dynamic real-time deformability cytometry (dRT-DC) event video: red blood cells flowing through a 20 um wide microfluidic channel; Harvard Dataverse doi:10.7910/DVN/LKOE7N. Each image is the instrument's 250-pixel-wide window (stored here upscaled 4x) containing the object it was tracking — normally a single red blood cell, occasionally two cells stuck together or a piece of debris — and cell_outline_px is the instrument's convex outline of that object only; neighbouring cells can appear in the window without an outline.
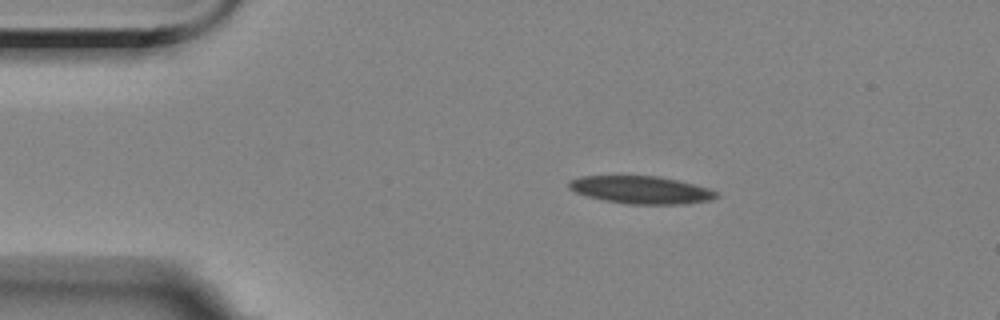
{"species": "Egyptian fruit bat (a non-hibernating species)", "species_latin": "Rousettus aegyptiacus", "temperature_condition": "room temperature", "stored_images_in_passage": 9, "camera_frame_rate_fps": 3000, "um_per_image_px": 0.085, "animal": {"sex": "female"}, "frame": {"image": 1, "passage_image": 1, "time_ms": 0.0, "image_size_px": [1000, 320], "cell_outline_px": [[720, 196], [712, 200], [688, 204], [628, 204], [604, 200], [588, 196], [576, 192], [568, 188], [568, 180], [580, 176], [660, 176], [708, 188], [716, 192]], "centroid_in_image_um": [54.49, 16.14], "position_along_channel_um": 30.5, "area_um2": 23.76}}
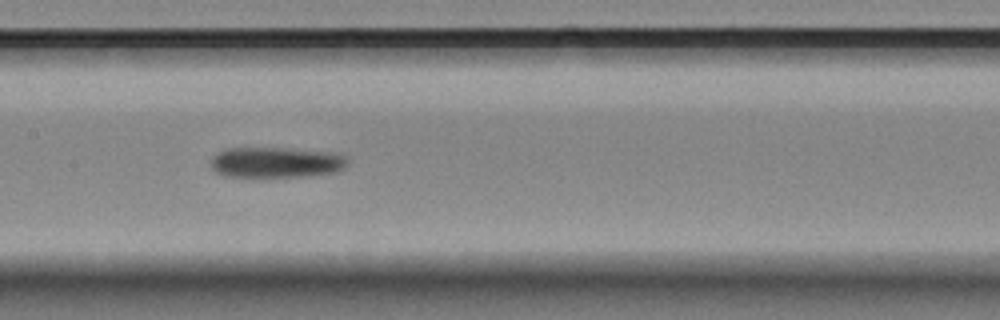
{"frame": {"image": 2, "passage_image": 6, "time_ms": 5.667, "image_size_px": [1000, 320], "cell_outline_px": [[348, 164], [344, 168], [332, 172], [296, 176], [224, 176], [216, 172], [212, 168], [212, 156], [228, 148], [280, 148], [332, 152], [344, 156]], "centroid_in_image_um": [23.43, 13.79], "position_along_channel_um": 184.0, "area_um2": 23.81}}
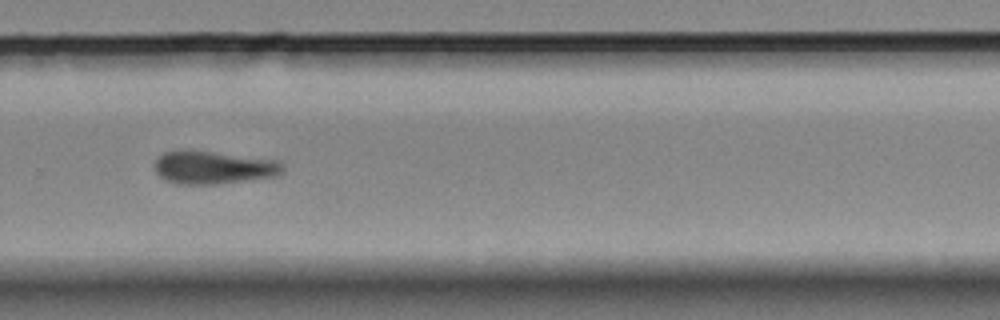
{"frame": {"image": 3, "passage_image": 9, "time_ms": 9.333, "image_size_px": [1000, 320], "cell_outline_px": [[284, 168], [276, 176], [216, 184], [180, 184], [164, 180], [156, 172], [156, 160], [164, 152], [212, 152], [280, 160]], "centroid_in_image_um": [18.18, 14.26], "position_along_channel_um": 311.6, "area_um2": 23.93}}